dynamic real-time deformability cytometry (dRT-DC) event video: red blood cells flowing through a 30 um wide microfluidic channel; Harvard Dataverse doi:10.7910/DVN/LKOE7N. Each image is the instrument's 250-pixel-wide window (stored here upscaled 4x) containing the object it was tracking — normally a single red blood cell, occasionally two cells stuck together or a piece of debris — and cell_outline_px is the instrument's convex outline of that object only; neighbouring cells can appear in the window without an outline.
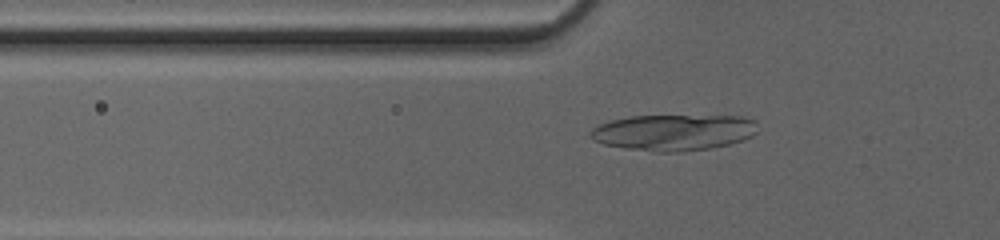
{"species": "common noctule bat (a hibernating species)", "species_latin": "Nyctalus noctula", "temperature_condition": "cold", "stored_images_in_passage": 50, "camera_frame_rate_fps": 3000, "um_per_image_px": 0.085, "animal": {"sex": "female", "body_mass_g": 20.0, "forearm_length_mm": 54.0}, "frame": {"image": 1, "passage_image": 19, "time_ms": 6.0, "image_size_px": [1000, 240], "cell_outline_px": [[756, 132], [752, 136], [744, 140], [712, 148], [684, 152], [656, 152], [624, 148], [604, 144], [592, 140], [588, 136], [588, 132], [592, 128], [600, 124], [612, 120], [632, 116], [744, 116], [756, 120]], "centroid_in_image_um": [57.25, 11.26], "position_along_channel_um": 68.5, "area_um2": 35.55}}
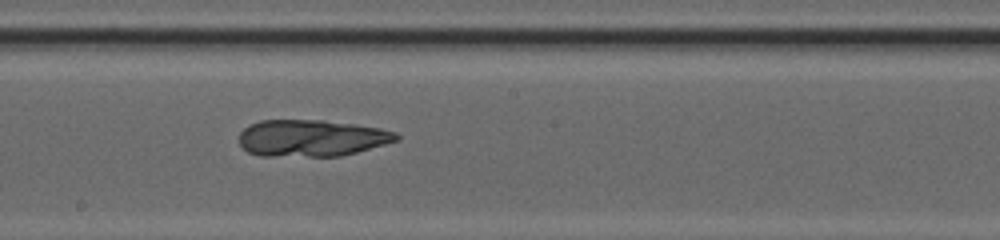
{"frame": {"image": 2, "passage_image": 30, "time_ms": 9.667, "image_size_px": [1000, 240], "cell_outline_px": [[400, 140], [356, 152], [340, 156], [260, 156], [248, 152], [240, 144], [240, 132], [248, 124], [260, 120], [324, 120], [356, 124], [380, 128], [396, 132], [400, 136]], "centroid_in_image_um": [26.49, 11.73], "position_along_channel_um": 221.7, "area_um2": 33.87}}
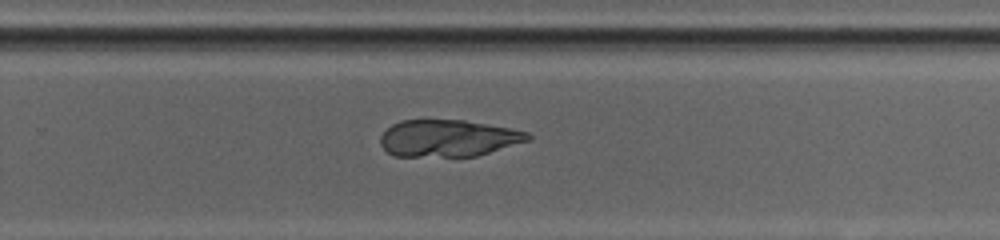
{"frame": {"image": 3, "passage_image": 35, "time_ms": 11.333, "image_size_px": [1000, 240], "cell_outline_px": [[532, 140], [476, 156], [392, 156], [380, 144], [380, 136], [392, 124], [400, 120], [464, 120], [508, 128], [528, 132], [532, 136]], "centroid_in_image_um": [38.1, 11.75], "position_along_channel_um": 291.7, "area_um2": 31.67}}